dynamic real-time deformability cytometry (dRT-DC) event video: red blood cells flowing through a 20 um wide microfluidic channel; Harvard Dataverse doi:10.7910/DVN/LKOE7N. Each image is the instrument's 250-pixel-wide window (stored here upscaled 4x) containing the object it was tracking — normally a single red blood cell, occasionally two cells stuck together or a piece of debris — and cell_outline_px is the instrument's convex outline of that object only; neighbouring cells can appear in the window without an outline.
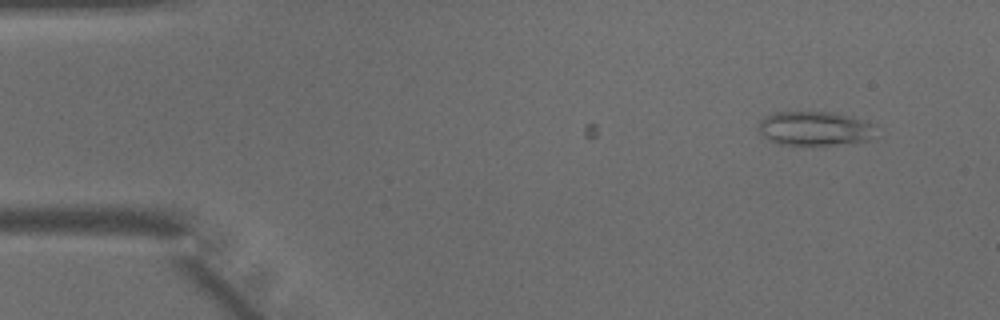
{"species": "common noctule bat (a hibernating species)", "species_latin": "Nyctalus noctula", "temperature_condition": "warm", "stored_images_in_passage": 2, "camera_frame_rate_fps": 3000, "um_per_image_px": 0.085, "animal": {"sex": "male", "body_mass_g": 15.6}, "frame": {"image": 1, "passage_image": 2, "time_ms": 0.333, "image_size_px": [1000, 320], "cell_outline_px": [[872, 124], [868, 140], [812, 148], [780, 144], [764, 136], [756, 128], [760, 120], [764, 116], [776, 112], [832, 112], [860, 120]], "centroid_in_image_um": [69.11, 10.96], "position_along_channel_um": 15.9, "area_um2": 23.41}}